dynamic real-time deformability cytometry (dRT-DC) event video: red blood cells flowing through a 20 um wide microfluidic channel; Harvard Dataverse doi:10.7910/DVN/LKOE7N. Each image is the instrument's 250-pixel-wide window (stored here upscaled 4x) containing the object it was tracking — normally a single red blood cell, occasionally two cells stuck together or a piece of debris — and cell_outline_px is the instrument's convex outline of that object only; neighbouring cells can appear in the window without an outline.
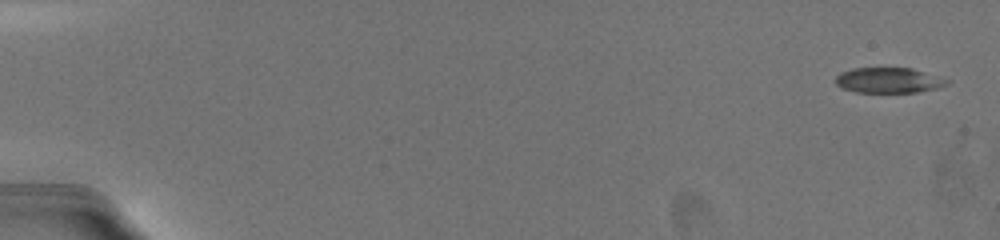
{"species": "common noctule bat (a hibernating species)", "species_latin": "Nyctalus noctula", "temperature_condition": "warm", "stored_images_in_passage": 21, "camera_frame_rate_fps": 3000, "um_per_image_px": 0.085, "animal": {"sex": "female", "body_mass_g": 19.5, "forearm_length_mm": 54.1}, "frame": {"image": 1, "passage_image": 1, "time_ms": 0.0, "image_size_px": [1000, 240], "cell_outline_px": [[952, 80], [948, 84], [940, 88], [916, 92], [856, 92], [840, 88], [836, 84], [836, 76], [840, 72], [852, 68], [912, 68]], "centroid_in_image_um": [75.56, 6.82], "position_along_channel_um": 9.4, "area_um2": 16.65}}
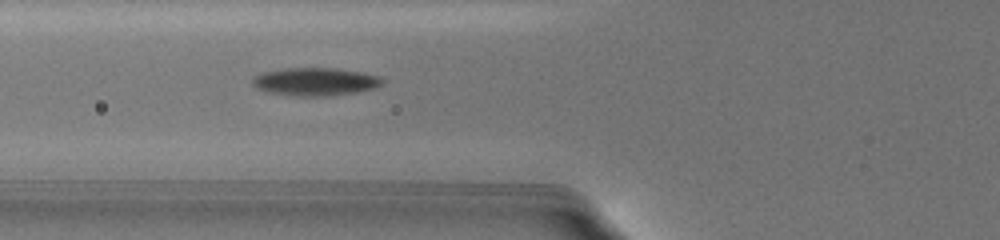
{"frame": {"image": 2, "passage_image": 14, "time_ms": 7.333, "image_size_px": [1000, 240], "cell_outline_px": [[384, 80], [380, 84], [372, 88], [352, 92], [324, 96], [300, 96], [268, 92], [256, 88], [252, 84], [252, 80], [256, 76], [264, 72], [284, 68], [332, 68], [360, 72], [380, 76]], "centroid_in_image_um": [26.75, 6.93], "position_along_channel_um": 99.0, "area_um2": 20.69}}
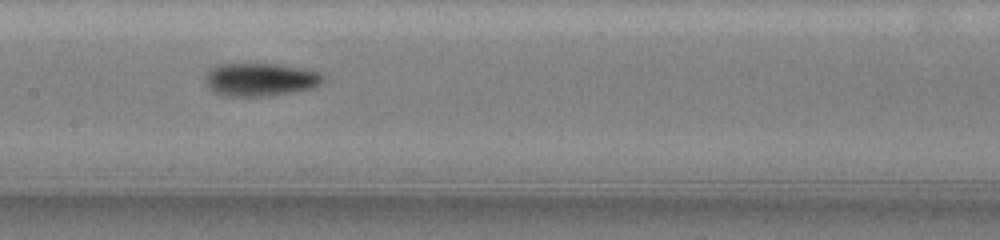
{"frame": {"image": 3, "passage_image": 18, "time_ms": 9.667, "image_size_px": [1000, 240], "cell_outline_px": [[324, 76], [316, 84], [308, 88], [284, 92], [256, 96], [228, 96], [216, 92], [208, 88], [204, 76], [216, 64], [276, 64], [300, 68], [316, 72]], "centroid_in_image_um": [21.99, 6.73], "position_along_channel_um": 185.4, "area_um2": 21.73}}